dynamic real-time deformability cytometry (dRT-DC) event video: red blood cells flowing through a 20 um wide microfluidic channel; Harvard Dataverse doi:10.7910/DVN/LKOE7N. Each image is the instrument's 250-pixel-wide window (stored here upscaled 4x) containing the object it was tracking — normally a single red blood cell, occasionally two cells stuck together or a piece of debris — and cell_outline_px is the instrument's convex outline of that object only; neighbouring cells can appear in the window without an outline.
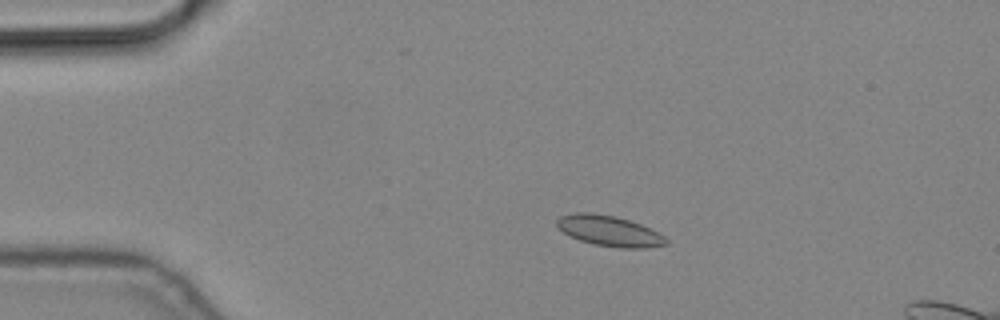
{"species": "common noctule bat (a hibernating species)", "species_latin": "Nyctalus noctula", "temperature_condition": "cold", "stored_images_in_passage": 9, "camera_frame_rate_fps": 3000, "um_per_image_px": 0.085, "animal": {"sex": "male", "body_mass_g": 19.2, "forearm_length_mm": 51.8}, "frame": {"image": 1, "passage_image": 4, "time_ms": 1.0, "image_size_px": [1000, 320], "cell_outline_px": [[668, 244], [644, 248], [620, 248], [596, 244], [580, 240], [556, 228], [556, 220], [560, 216], [572, 212], [592, 212], [616, 216], [640, 224], [664, 236], [668, 240]], "centroid_in_image_um": [51.75, 19.61], "position_along_channel_um": 33.2, "area_um2": 19.36}}
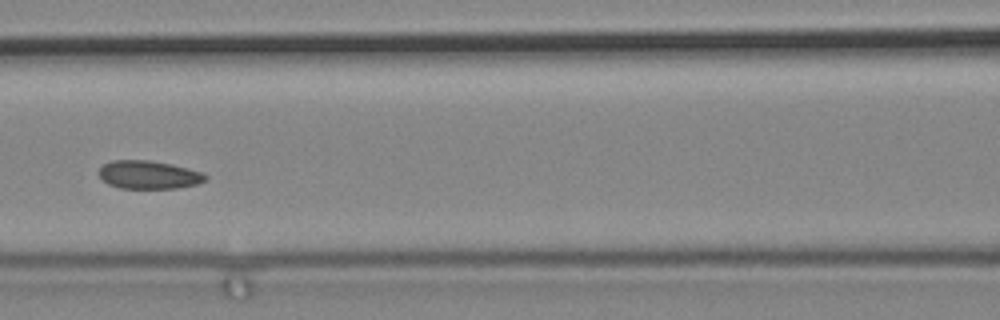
{"frame": {"image": 2, "passage_image": 8, "time_ms": 2.333, "image_size_px": [1000, 320], "cell_outline_px": [[208, 176], [204, 180], [196, 184], [176, 188], [120, 188], [108, 184], [96, 172], [104, 164], [112, 160], [148, 160], [172, 164], [200, 172]], "centroid_in_image_um": [12.59, 14.85], "position_along_channel_um": 154.0, "area_um2": 17.34}}
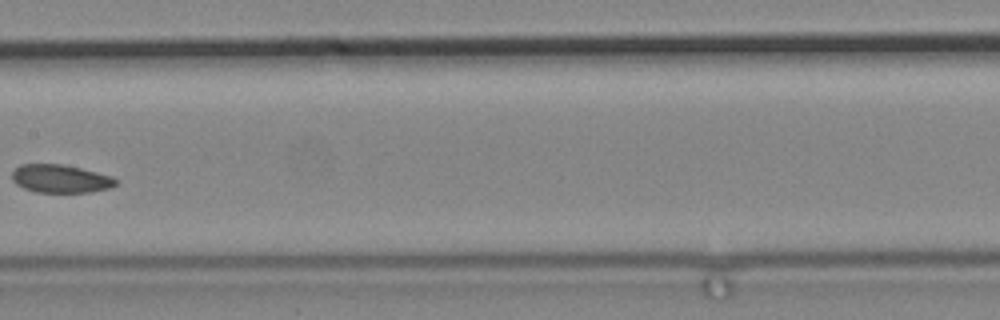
{"frame": {"image": 3, "passage_image": 9, "time_ms": 2.667, "image_size_px": [1000, 320], "cell_outline_px": [[120, 180], [112, 188], [88, 192], [36, 192], [24, 188], [16, 184], [12, 180], [12, 172], [20, 164], [60, 164], [80, 168], [112, 176]], "centroid_in_image_um": [5.16, 15.19], "position_along_channel_um": 202.2, "area_um2": 17.05}}